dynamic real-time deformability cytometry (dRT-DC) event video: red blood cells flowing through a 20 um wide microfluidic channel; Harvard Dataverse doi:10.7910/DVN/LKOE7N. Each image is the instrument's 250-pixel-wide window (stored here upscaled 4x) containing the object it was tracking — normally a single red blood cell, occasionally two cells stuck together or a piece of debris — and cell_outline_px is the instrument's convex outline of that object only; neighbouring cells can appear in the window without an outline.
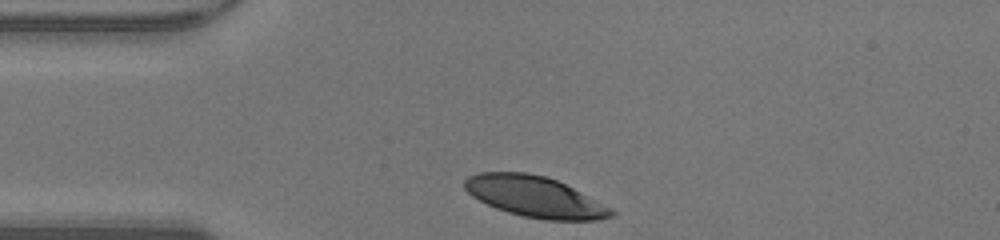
{"species": "human", "species_latin": "Homo sapiens", "temperature_condition": "warm", "stored_images_in_passage": 27, "camera_frame_rate_fps": 3000, "um_per_image_px": 0.085, "donor": {"sex": "male"}, "frame": {"image": 1, "passage_image": 1, "time_ms": 0.0, "image_size_px": [1000, 240], "cell_outline_px": [[616, 216], [600, 220], [544, 220], [524, 216], [508, 212], [496, 208], [472, 196], [464, 188], [464, 180], [468, 176], [480, 172], [528, 172], [544, 176], [556, 180], [612, 208], [616, 212]], "centroid_in_image_um": [45.48, 16.73], "position_along_channel_um": 39.5, "area_um2": 34.8}}
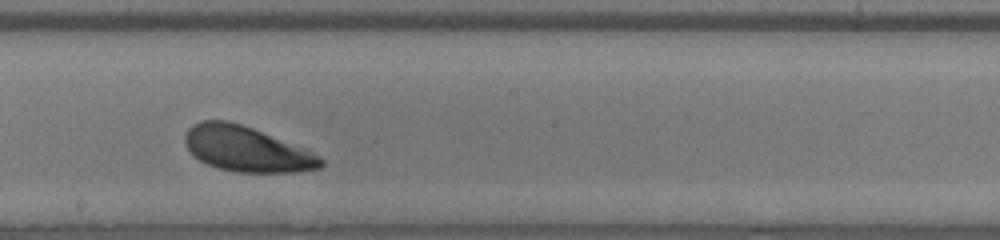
{"frame": {"image": 2, "passage_image": 16, "time_ms": 5.0, "image_size_px": [1000, 240], "cell_outline_px": [[324, 164], [320, 168], [300, 172], [236, 172], [216, 168], [192, 156], [184, 144], [184, 136], [188, 128], [192, 124], [200, 120], [228, 120], [252, 128], [308, 148], [324, 160]], "centroid_in_image_um": [20.96, 12.67], "position_along_channel_um": 227.2, "area_um2": 36.3}}
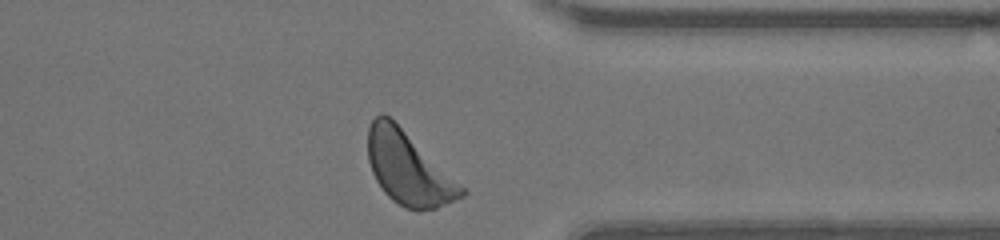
{"frame": {"image": 3, "passage_image": 27, "time_ms": 8.667, "image_size_px": [1000, 240], "cell_outline_px": [[468, 192], [464, 196], [436, 208], [420, 212], [416, 212], [404, 208], [392, 200], [384, 192], [376, 180], [372, 172], [368, 160], [368, 128], [372, 120], [380, 112], [384, 112], [468, 188]], "centroid_in_image_um": [34.75, 14.34], "position_along_channel_um": 376.6, "area_um2": 40.17}, "authors_computed_cell_mechanics": {"area_um2": 36.5874, "velocity_mm_per_s": 4.2873, "shape_relaxation_time_tau1_ms": 1.3192, "shape_relaxation_time_tau2_ms": null, "deformation_change_tau1": 0.1076, "deformation_change_tau2": null}}